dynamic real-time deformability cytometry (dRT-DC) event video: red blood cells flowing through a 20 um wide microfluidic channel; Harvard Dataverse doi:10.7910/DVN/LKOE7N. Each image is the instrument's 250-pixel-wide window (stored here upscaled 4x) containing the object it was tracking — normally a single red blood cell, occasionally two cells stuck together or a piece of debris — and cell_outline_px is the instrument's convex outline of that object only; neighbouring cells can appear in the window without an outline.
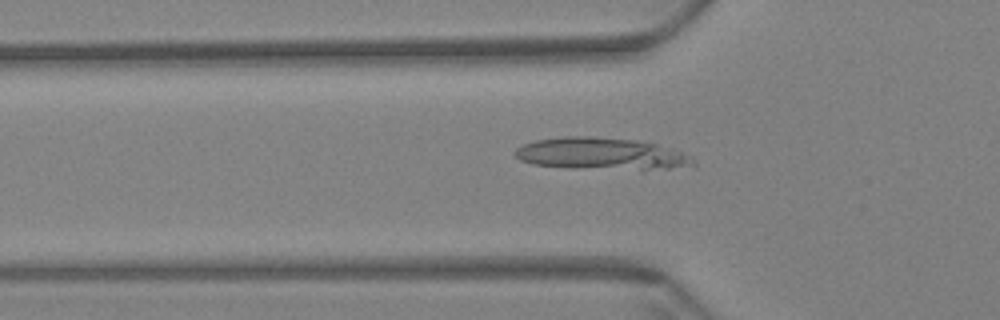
{"species": "Egyptian fruit bat (a non-hibernating species)", "species_latin": "Rousettus aegyptiacus", "temperature_condition": "warm", "stored_images_in_passage": 56, "camera_frame_rate_fps": 3000, "um_per_image_px": 0.085, "animal": {"sex": "female"}, "frame": {"image": 1, "passage_image": 17, "time_ms": 5.333, "image_size_px": [1000, 320], "cell_outline_px": [[696, 164], [640, 172], [572, 168], [532, 164], [520, 160], [512, 152], [516, 148], [524, 144], [536, 140], [564, 136], [592, 136], [636, 140], [656, 144], [672, 148], [692, 156]], "centroid_in_image_um": [51.14, 13.1], "position_along_channel_um": 74.7, "area_um2": 34.16}}
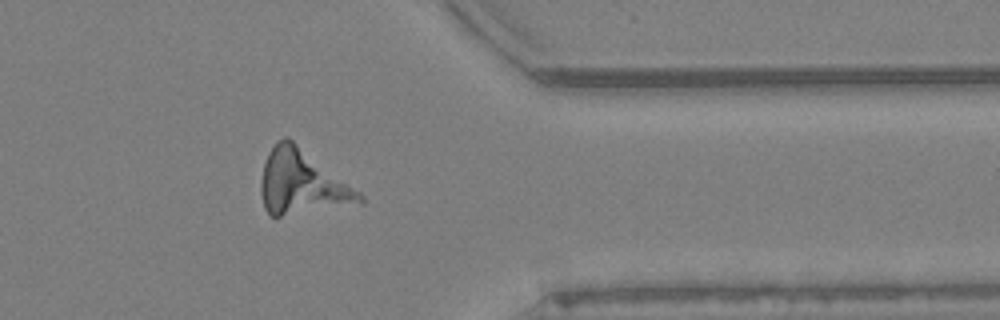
{"frame": {"image": 2, "passage_image": 45, "time_ms": 14.667, "image_size_px": [1000, 320], "cell_outline_px": [[364, 204], [280, 216], [272, 216], [264, 208], [260, 192], [260, 180], [264, 164], [268, 152], [284, 136], [288, 136], [360, 192], [364, 196]], "centroid_in_image_um": [25.67, 15.53], "position_along_channel_um": 385.7, "area_um2": 36.93}}
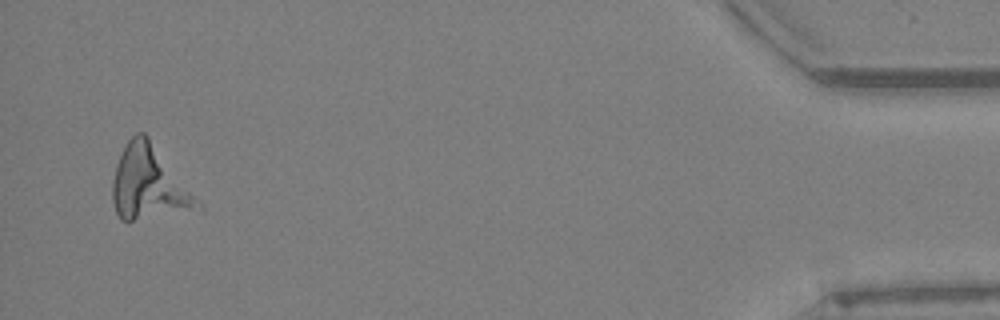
{"frame": {"image": 3, "passage_image": 54, "time_ms": 17.667, "image_size_px": [1000, 320], "cell_outline_px": [[204, 208], [200, 212], [132, 220], [120, 220], [116, 212], [112, 200], [112, 180], [116, 164], [128, 140], [136, 132], [144, 132], [148, 136], [200, 200]], "centroid_in_image_um": [12.7, 15.62], "position_along_channel_um": 422.5, "area_um2": 36.93}}